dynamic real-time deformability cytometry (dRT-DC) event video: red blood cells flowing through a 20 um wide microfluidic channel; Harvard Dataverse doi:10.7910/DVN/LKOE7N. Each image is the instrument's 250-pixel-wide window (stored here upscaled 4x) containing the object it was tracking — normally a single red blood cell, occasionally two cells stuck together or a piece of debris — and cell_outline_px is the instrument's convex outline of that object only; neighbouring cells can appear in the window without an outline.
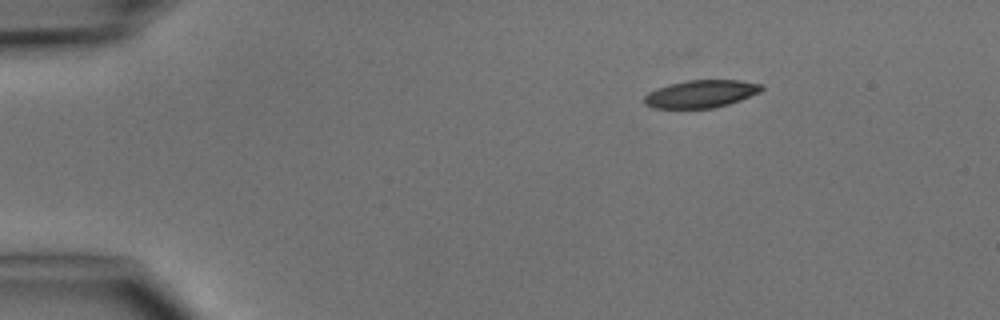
{"species": "common noctule bat (a hibernating species)", "species_latin": "Nyctalus noctula", "temperature_condition": "cold", "stored_images_in_passage": 4, "segment_of_instrument_passage": [1, 2], "camera_frame_rate_fps": 3000, "um_per_image_px": 0.085, "animal": {"sex": "male", "body_mass_g": 15.6}, "frame": {"image": 1, "passage_image": 1, "time_ms": 0.0, "image_size_px": [1000, 320], "cell_outline_px": [[764, 88], [760, 92], [740, 100], [728, 104], [712, 108], [652, 108], [644, 104], [644, 96], [648, 92], [668, 84], [688, 80], [740, 80], [764, 84]], "centroid_in_image_um": [59.59, 7.97], "position_along_channel_um": 25.4, "area_um2": 18.96}}